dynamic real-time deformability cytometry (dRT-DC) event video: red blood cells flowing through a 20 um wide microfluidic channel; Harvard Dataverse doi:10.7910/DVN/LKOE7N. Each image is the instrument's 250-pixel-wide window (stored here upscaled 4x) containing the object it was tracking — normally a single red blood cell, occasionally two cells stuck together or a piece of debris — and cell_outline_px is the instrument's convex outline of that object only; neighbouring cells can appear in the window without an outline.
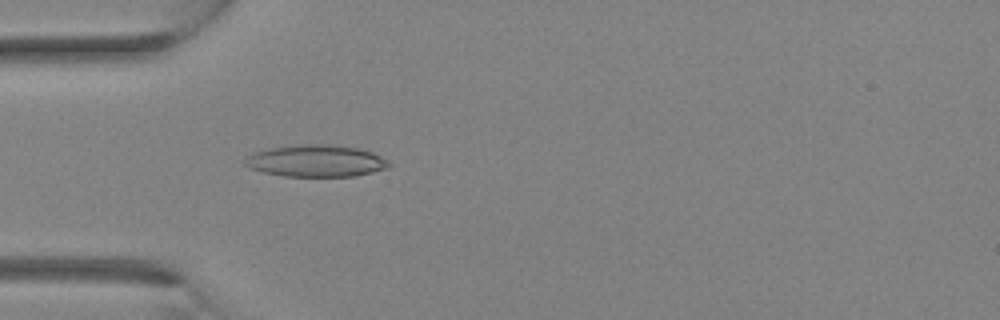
{"species": "Egyptian fruit bat (a non-hibernating species)", "species_latin": "Rousettus aegyptiacus", "temperature_condition": "room temperature", "stored_images_in_passage": 8, "camera_frame_rate_fps": 3000, "um_per_image_px": 0.085, "animal": {"sex": "female"}, "frame": {"image": 1, "passage_image": 4, "time_ms": 1.0, "image_size_px": [1000, 320], "cell_outline_px": [[392, 164], [388, 168], [356, 176], [284, 176], [264, 172], [248, 168], [244, 164], [244, 156], [252, 152], [272, 148], [300, 144], [332, 144], [356, 148], [372, 152], [388, 160]], "centroid_in_image_um": [26.84, 13.67], "position_along_channel_um": 58.2, "area_um2": 26.93}}
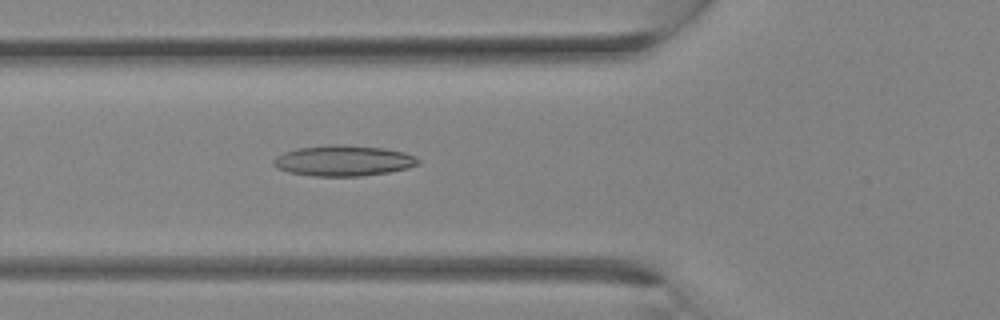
{"frame": {"image": 2, "passage_image": 6, "time_ms": 1.667, "image_size_px": [1000, 320], "cell_outline_px": [[420, 164], [408, 168], [388, 172], [360, 176], [312, 176], [288, 172], [276, 168], [272, 164], [272, 160], [276, 156], [284, 152], [296, 148], [328, 144], [340, 144], [384, 148], [404, 152], [416, 156], [420, 160]], "centroid_in_image_um": [29.17, 13.65], "position_along_channel_um": 96.6, "area_um2": 26.18}}
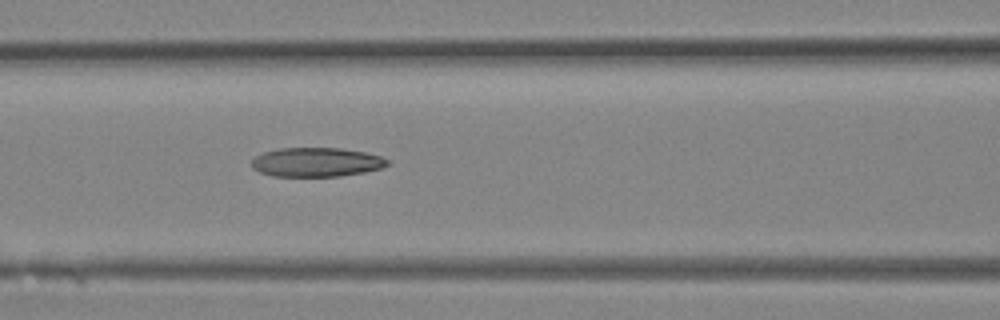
{"frame": {"image": 3, "passage_image": 8, "time_ms": 2.333, "image_size_px": [1000, 320], "cell_outline_px": [[388, 164], [384, 168], [364, 172], [340, 176], [272, 176], [260, 172], [252, 168], [252, 160], [256, 156], [264, 152], [280, 148], [340, 148], [364, 152], [380, 156], [388, 160]], "centroid_in_image_um": [26.9, 13.78], "position_along_channel_um": 139.7, "area_um2": 23.0}}